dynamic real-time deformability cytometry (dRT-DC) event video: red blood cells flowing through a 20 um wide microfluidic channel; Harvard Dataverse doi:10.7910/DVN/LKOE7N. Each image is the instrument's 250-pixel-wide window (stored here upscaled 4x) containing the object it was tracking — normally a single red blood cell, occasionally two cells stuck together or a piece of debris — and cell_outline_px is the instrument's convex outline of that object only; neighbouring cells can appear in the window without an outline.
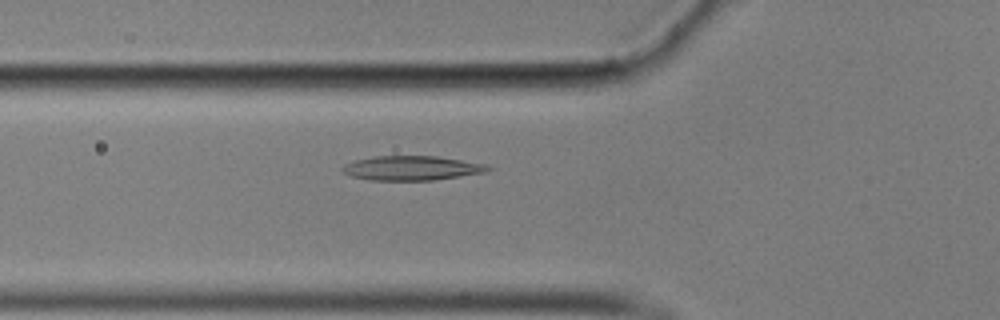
{"species": "common noctule bat (a hibernating species)", "species_latin": "Nyctalus noctula", "temperature_condition": "cold", "stored_images_in_passage": 57, "camera_frame_rate_fps": 3000, "um_per_image_px": 0.085, "animal": {"sex": "male", "body_mass_g": 17.9}, "frame": {"image": 1, "passage_image": 20, "time_ms": 6.333, "image_size_px": [1000, 320], "cell_outline_px": [[492, 168], [484, 172], [436, 180], [368, 180], [352, 176], [344, 172], [340, 168], [344, 164], [356, 160], [372, 156], [436, 156], [484, 164]], "centroid_in_image_um": [34.94, 14.29], "position_along_channel_um": 90.9, "area_um2": 20.52}}
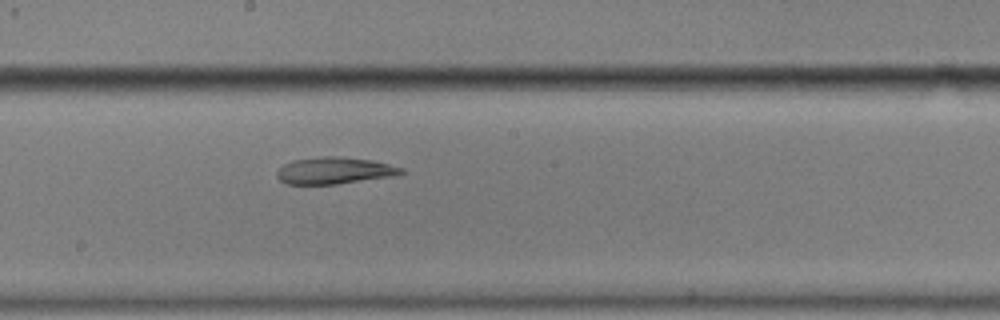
{"frame": {"image": 2, "passage_image": 31, "time_ms": 10.0, "image_size_px": [1000, 320], "cell_outline_px": [[404, 172], [396, 176], [336, 184], [288, 184], [280, 180], [276, 176], [276, 172], [284, 164], [292, 160], [324, 156], [340, 156], [372, 160], [404, 168]], "centroid_in_image_um": [28.44, 14.5], "position_along_channel_um": 219.8, "area_um2": 19.48}}
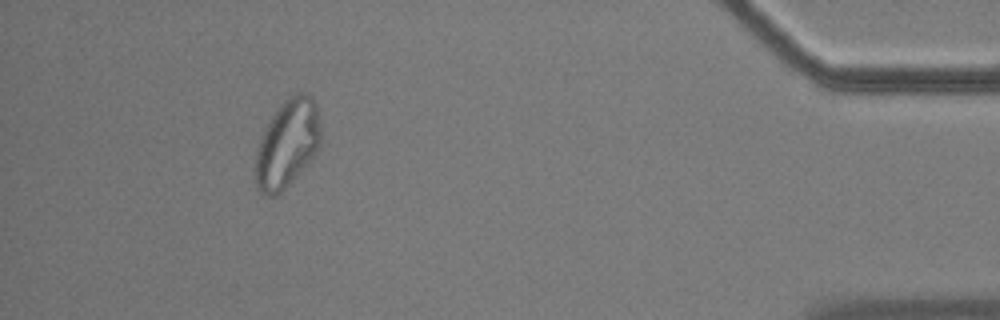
{"frame": {"image": 3, "passage_image": 52, "time_ms": 17.0, "image_size_px": [1000, 320], "cell_outline_px": [[320, 148], [308, 164], [276, 196], [264, 196], [256, 188], [256, 152], [260, 140], [272, 116], [280, 104], [284, 100], [296, 92], [304, 92], [312, 96], [316, 104], [320, 124]], "centroid_in_image_um": [24.44, 12.2], "position_along_channel_um": 410.8, "area_um2": 33.35}, "authors_computed_cell_mechanics": {"area_um2": 21.7906, "velocity_mm_per_s": 3.5106, "shape_relaxation_time_tau1_ms": null, "shape_relaxation_time_tau2_ms": 4.1334, "deformation_change_tau1": null, "deformation_change_tau2": 0.0998}}